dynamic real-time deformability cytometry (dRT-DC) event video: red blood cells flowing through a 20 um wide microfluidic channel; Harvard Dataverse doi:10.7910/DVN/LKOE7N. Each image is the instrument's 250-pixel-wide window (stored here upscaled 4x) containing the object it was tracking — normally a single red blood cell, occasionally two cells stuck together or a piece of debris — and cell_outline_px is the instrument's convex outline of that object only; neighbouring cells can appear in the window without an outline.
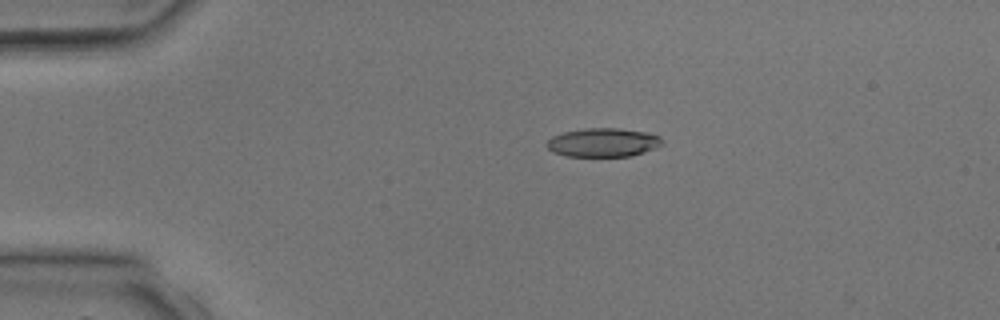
{"species": "common noctule bat (a hibernating species)", "species_latin": "Nyctalus noctula", "temperature_condition": "room temperature", "stored_images_in_passage": 3, "camera_frame_rate_fps": 3000, "um_per_image_px": 0.085, "animal": {"sex": "male", "body_mass_g": 17.9, "forearm_length_mm": 54.2}, "frame": {"image": 1, "passage_image": 2, "time_ms": 1.333, "image_size_px": [1000, 320], "cell_outline_px": [[664, 144], [656, 148], [632, 156], [564, 156], [552, 152], [544, 144], [552, 136], [564, 132], [584, 128], [620, 128], [648, 132], [660, 136], [664, 140]], "centroid_in_image_um": [51.29, 12.11], "position_along_channel_um": 33.7, "area_um2": 19.65}}